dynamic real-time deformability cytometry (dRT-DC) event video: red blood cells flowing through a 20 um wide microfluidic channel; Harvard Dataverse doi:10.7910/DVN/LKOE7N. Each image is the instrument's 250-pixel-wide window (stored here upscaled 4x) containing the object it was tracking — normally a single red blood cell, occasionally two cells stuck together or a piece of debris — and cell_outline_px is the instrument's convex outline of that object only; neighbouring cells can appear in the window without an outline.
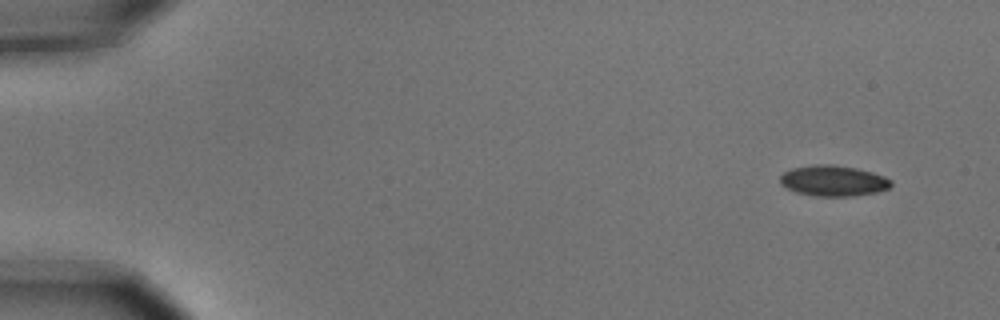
{"species": "common noctule bat (a hibernating species)", "species_latin": "Nyctalus noctula", "temperature_condition": "cold", "stored_images_in_passage": 6, "camera_frame_rate_fps": 3000, "um_per_image_px": 0.085, "animal": {"sex": "male", "body_mass_g": 15.6}, "frame": {"image": 1, "passage_image": 1, "time_ms": 0.0, "image_size_px": [1000, 320], "cell_outline_px": [[892, 184], [888, 188], [876, 192], [852, 196], [816, 196], [796, 192], [780, 184], [780, 176], [784, 172], [792, 168], [816, 164], [832, 164], [856, 168], [872, 172], [884, 176], [892, 180]], "centroid_in_image_um": [70.83, 15.36], "position_along_channel_um": 14.2, "area_um2": 19.83}}
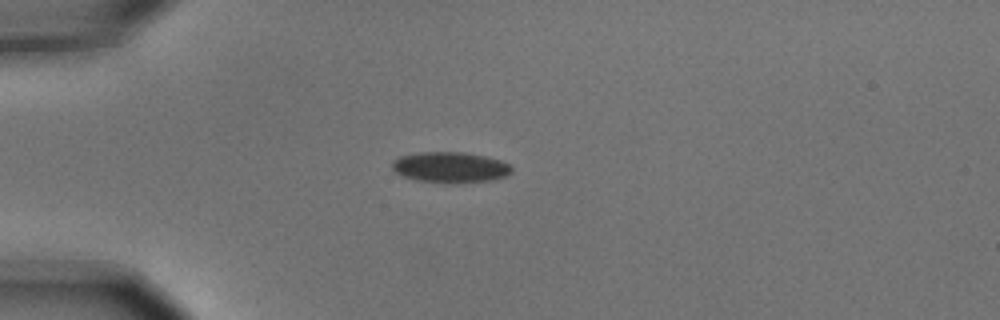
{"frame": {"image": 2, "passage_image": 4, "time_ms": 1.0, "image_size_px": [1000, 320], "cell_outline_px": [[512, 172], [508, 176], [492, 180], [460, 184], [452, 184], [416, 180], [404, 176], [396, 172], [392, 168], [392, 160], [400, 156], [420, 152], [464, 152], [484, 156], [500, 160], [508, 164], [512, 168]], "centroid_in_image_um": [38.29, 14.24], "position_along_channel_um": 46.7, "area_um2": 21.68}}
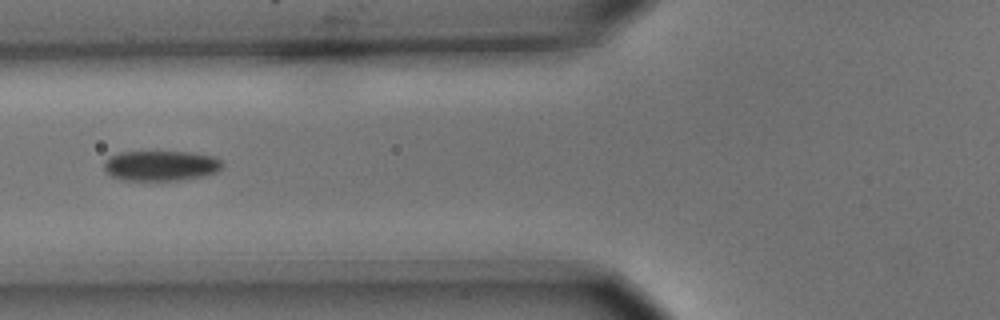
{"frame": {"image": 3, "passage_image": 6, "time_ms": 1.667, "image_size_px": [1000, 320], "cell_outline_px": [[224, 164], [216, 172], [204, 176], [176, 180], [124, 180], [112, 176], [104, 168], [104, 160], [108, 156], [120, 152], [192, 152], [216, 156]], "centroid_in_image_um": [13.68, 14.07], "position_along_channel_um": 112.1, "area_um2": 20.87}}